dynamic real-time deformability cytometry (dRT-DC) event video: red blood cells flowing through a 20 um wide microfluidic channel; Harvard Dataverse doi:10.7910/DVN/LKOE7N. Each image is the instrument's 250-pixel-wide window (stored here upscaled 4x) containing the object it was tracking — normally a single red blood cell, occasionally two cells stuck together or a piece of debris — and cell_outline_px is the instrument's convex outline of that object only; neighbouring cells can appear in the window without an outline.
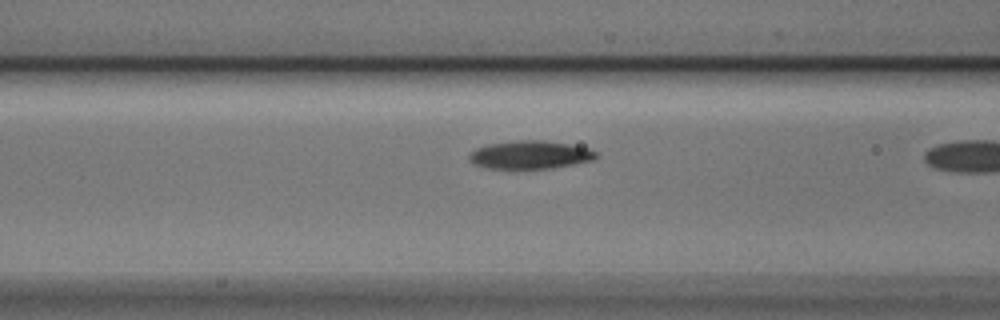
{"species": "Egyptian fruit bat (a non-hibernating species)", "species_latin": "Rousettus aegyptiacus", "temperature_condition": "cold", "stored_images_in_passage": 20, "camera_frame_rate_fps": 3000, "um_per_image_px": 0.085, "animal": {"sex": "male"}, "frame": {"image": 1, "passage_image": 19, "time_ms": 6.0, "image_size_px": [1000, 320], "cell_outline_px": [[596, 156], [592, 160], [552, 168], [488, 168], [472, 164], [468, 160], [468, 156], [476, 148], [484, 144], [516, 140], [544, 140], [592, 148], [596, 152]], "centroid_in_image_um": [45.02, 13.14], "position_along_channel_um": 121.6, "area_um2": 20.87}}